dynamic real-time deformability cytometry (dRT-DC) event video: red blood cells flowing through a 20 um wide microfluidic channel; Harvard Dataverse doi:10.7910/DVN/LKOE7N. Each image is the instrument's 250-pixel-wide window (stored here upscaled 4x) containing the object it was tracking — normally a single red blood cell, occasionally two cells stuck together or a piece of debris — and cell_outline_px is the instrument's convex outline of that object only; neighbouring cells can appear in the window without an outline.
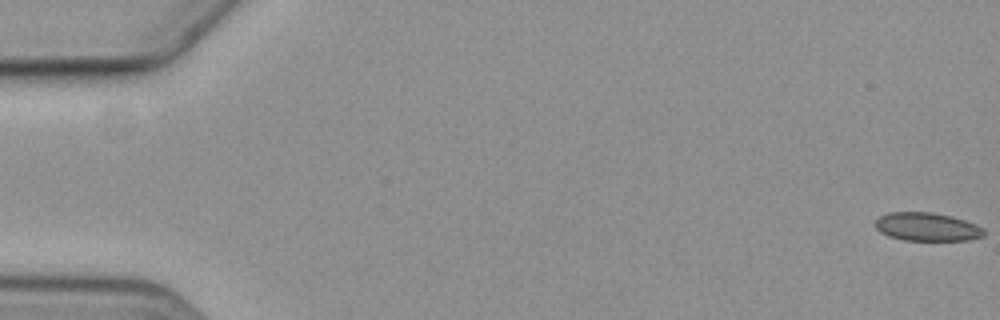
{"species": "common noctule bat (a hibernating species)", "species_latin": "Nyctalus noctula", "temperature_condition": "cold", "stored_images_in_passage": 6, "camera_frame_rate_fps": 3000, "um_per_image_px": 0.085, "animal": {"sex": "female", "body_mass_g": 19.3, "forearm_length_mm": 54.1}, "frame": {"image": 1, "passage_image": 1, "time_ms": 0.0, "image_size_px": [1000, 320], "cell_outline_px": [[984, 236], [968, 240], [904, 240], [888, 236], [880, 232], [876, 228], [876, 220], [880, 216], [888, 212], [932, 212], [964, 220], [976, 224], [984, 228]], "centroid_in_image_um": [78.79, 19.28], "position_along_channel_um": 6.2, "area_um2": 17.86}}
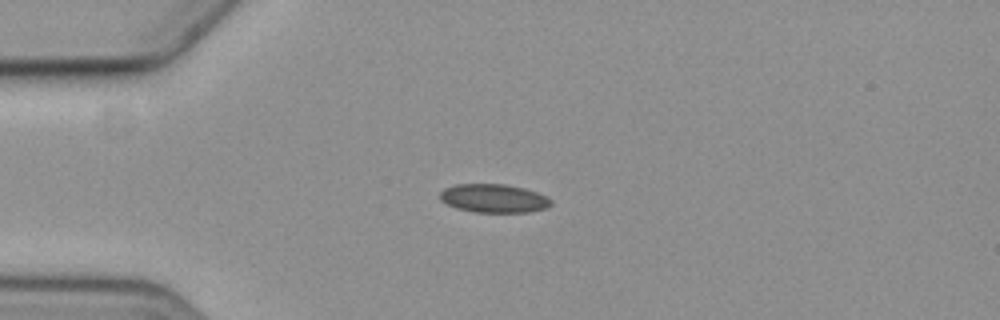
{"frame": {"image": 2, "passage_image": 5, "time_ms": 5.0, "image_size_px": [1000, 320], "cell_outline_px": [[552, 204], [548, 208], [528, 212], [476, 212], [456, 208], [440, 200], [440, 192], [444, 188], [456, 184], [504, 184], [524, 188], [536, 192], [552, 200]], "centroid_in_image_um": [41.97, 16.86], "position_along_channel_um": 43.0, "area_um2": 18.44}}